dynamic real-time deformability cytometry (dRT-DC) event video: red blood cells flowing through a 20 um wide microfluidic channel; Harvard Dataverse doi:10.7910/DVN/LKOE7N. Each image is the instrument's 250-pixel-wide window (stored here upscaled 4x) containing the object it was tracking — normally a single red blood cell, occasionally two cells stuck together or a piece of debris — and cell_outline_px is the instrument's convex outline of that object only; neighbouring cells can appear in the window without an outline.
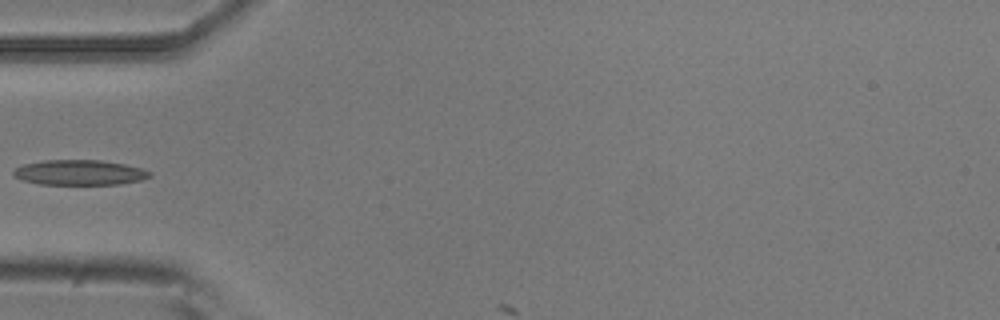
{"species": "common noctule bat (a hibernating species)", "species_latin": "Nyctalus noctula", "temperature_condition": "room temperature", "stored_images_in_passage": 2, "camera_frame_rate_fps": 3000, "um_per_image_px": 0.085, "animal": {"sex": "male", "body_mass_g": 20.5, "forearm_length_mm": 52.5}, "frame": {"image": 1, "passage_image": 1, "time_ms": 0.0, "image_size_px": [1000, 320], "cell_outline_px": [[152, 176], [140, 180], [120, 184], [40, 184], [20, 180], [12, 172], [16, 168], [24, 164], [44, 160], [100, 160], [124, 164], [140, 168], [152, 172]], "centroid_in_image_um": [6.76, 14.66], "position_along_channel_um": 78.2, "area_um2": 19.88}}